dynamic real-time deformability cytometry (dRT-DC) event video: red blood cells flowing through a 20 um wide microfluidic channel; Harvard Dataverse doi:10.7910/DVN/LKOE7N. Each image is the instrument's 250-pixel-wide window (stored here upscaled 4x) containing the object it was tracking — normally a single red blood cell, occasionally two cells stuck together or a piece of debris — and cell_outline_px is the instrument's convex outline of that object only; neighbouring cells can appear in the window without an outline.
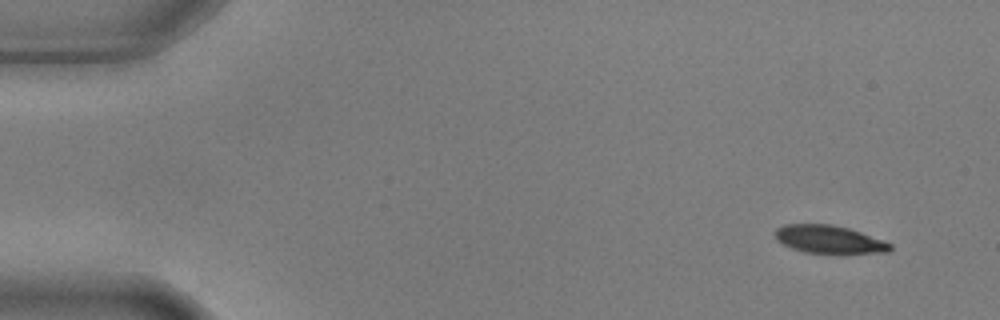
{"species": "common noctule bat (a hibernating species)", "species_latin": "Nyctalus noctula", "temperature_condition": "warm", "stored_images_in_passage": 7, "camera_frame_rate_fps": 3000, "um_per_image_px": 0.085, "animal": {"sex": "male", "body_mass_g": 17.9, "forearm_length_mm": 54.2}, "frame": {"image": 1, "passage_image": 1, "time_ms": 0.0, "image_size_px": [1000, 320], "cell_outline_px": [[892, 248], [888, 252], [804, 252], [792, 248], [776, 240], [776, 228], [784, 224], [832, 224], [848, 228], [884, 240], [892, 244]], "centroid_in_image_um": [70.46, 20.32], "position_along_channel_um": 14.5, "area_um2": 18.32}}
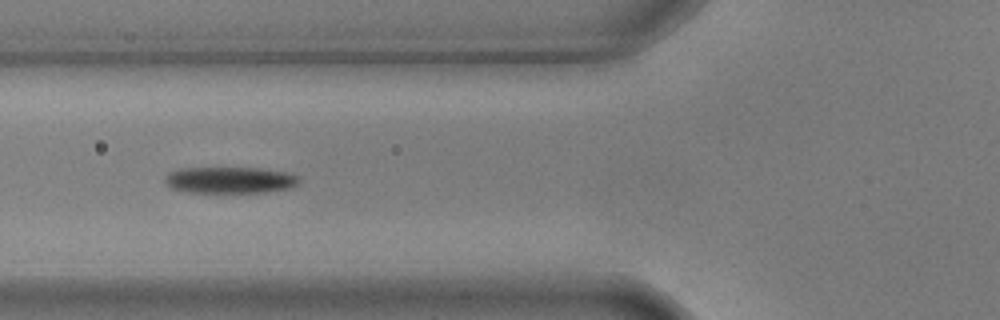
{"frame": {"image": 2, "passage_image": 6, "time_ms": 1.667, "image_size_px": [1000, 320], "cell_outline_px": [[300, 180], [296, 184], [288, 188], [264, 192], [188, 192], [168, 188], [164, 184], [164, 180], [168, 172], [180, 168], [260, 168], [284, 172], [300, 176]], "centroid_in_image_um": [19.47, 15.3], "position_along_channel_um": 106.3, "area_um2": 20.69}}
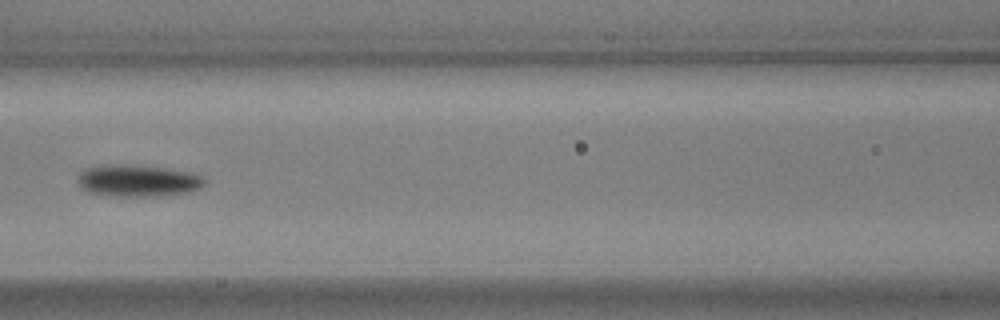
{"frame": {"image": 3, "passage_image": 7, "time_ms": 2.0, "image_size_px": [1000, 320], "cell_outline_px": [[204, 184], [200, 188], [188, 192], [160, 196], [108, 196], [88, 192], [80, 188], [80, 172], [88, 168], [168, 168], [192, 172], [200, 176], [204, 180]], "centroid_in_image_um": [11.8, 15.44], "position_along_channel_um": 154.8, "area_um2": 22.14}}